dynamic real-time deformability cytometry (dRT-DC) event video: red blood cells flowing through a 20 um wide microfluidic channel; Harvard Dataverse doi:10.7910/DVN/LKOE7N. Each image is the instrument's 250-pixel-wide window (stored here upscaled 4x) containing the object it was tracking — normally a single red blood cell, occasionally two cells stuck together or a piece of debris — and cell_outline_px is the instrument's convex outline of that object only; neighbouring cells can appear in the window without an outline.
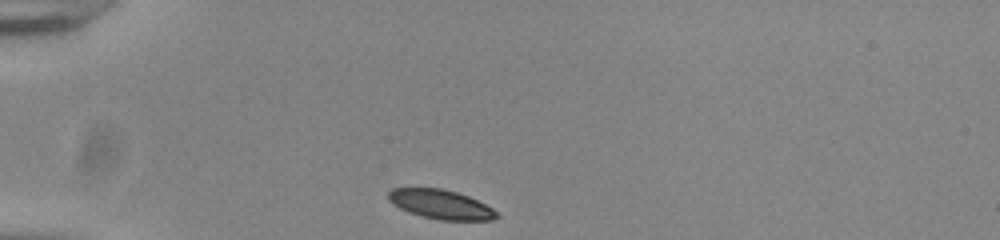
{"species": "common noctule bat (a hibernating species)", "species_latin": "Nyctalus noctula", "temperature_condition": "room temperature", "stored_images_in_passage": 32, "camera_frame_rate_fps": 3000, "um_per_image_px": 0.085, "animal": {"sex": "male", "body_mass_g": 20.0, "forearm_length_mm": 53.3}, "frame": {"image": 1, "passage_image": 1, "time_ms": 0.0, "image_size_px": [1000, 240], "cell_outline_px": [[500, 216], [492, 220], [440, 220], [420, 216], [408, 212], [392, 204], [388, 200], [388, 192], [392, 188], [440, 188], [456, 192], [468, 196], [500, 212]], "centroid_in_image_um": [37.46, 17.38], "position_along_channel_um": 47.5, "area_um2": 18.55}}
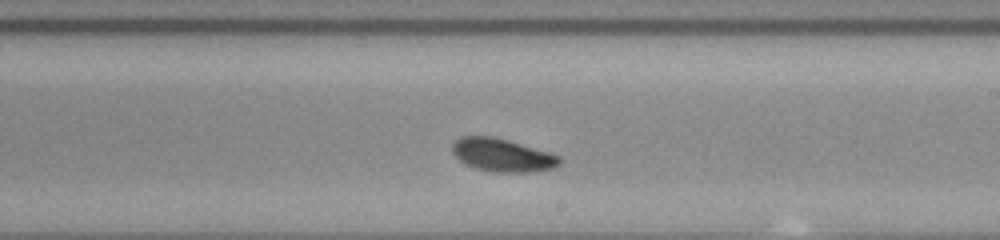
{"frame": {"image": 2, "passage_image": 19, "time_ms": 6.0, "image_size_px": [1000, 240], "cell_outline_px": [[560, 164], [552, 168], [528, 172], [492, 172], [476, 168], [464, 164], [452, 152], [452, 144], [460, 136], [492, 136], [508, 140], [552, 152], [560, 156]], "centroid_in_image_um": [42.7, 13.18], "position_along_channel_um": 246.3, "area_um2": 20.75}}
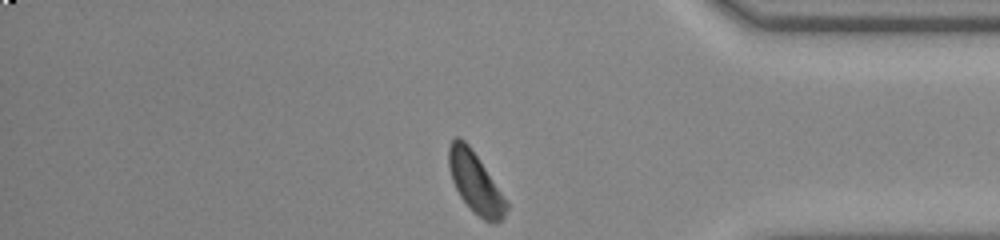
{"frame": {"image": 3, "passage_image": 32, "time_ms": 10.333, "image_size_px": [1000, 240], "cell_outline_px": [[508, 208], [504, 216], [500, 220], [484, 220], [460, 196], [452, 180], [448, 164], [448, 144], [456, 136], [460, 136], [468, 144], [508, 204]], "centroid_in_image_um": [40.34, 15.45], "position_along_channel_um": 394.9, "area_um2": 19.36}, "authors_computed_cell_mechanics": {"area_um2": 20.5479, "velocity_mm_per_s": 3.8272, "shape_relaxation_time_tau1_ms": 2.2304, "shape_relaxation_time_tau2_ms": 6.2079, "deformation_change_tau1": 0.0909, "deformation_change_tau2": 0.1234}}